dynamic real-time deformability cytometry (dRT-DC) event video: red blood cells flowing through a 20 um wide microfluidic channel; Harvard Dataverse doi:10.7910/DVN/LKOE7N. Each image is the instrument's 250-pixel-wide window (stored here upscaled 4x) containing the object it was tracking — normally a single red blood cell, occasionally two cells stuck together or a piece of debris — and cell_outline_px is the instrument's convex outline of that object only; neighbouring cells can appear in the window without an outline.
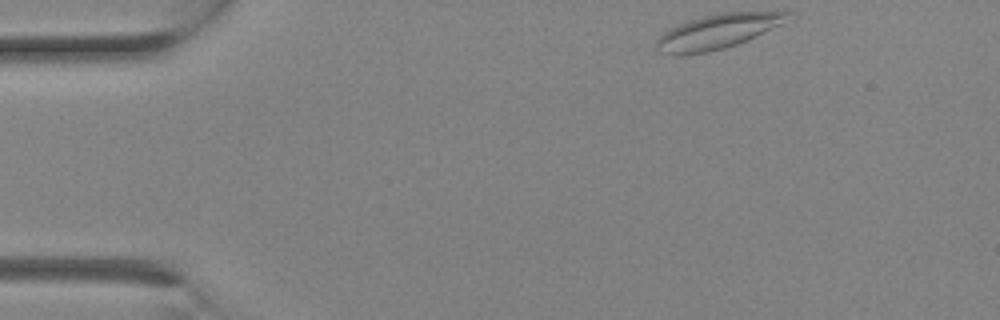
{"species": "Egyptian fruit bat (a non-hibernating species)", "species_latin": "Rousettus aegyptiacus", "temperature_condition": "room temperature", "stored_images_in_passage": 10, "camera_frame_rate_fps": 3000, "um_per_image_px": 0.085, "animal": {"sex": "female"}, "frame": {"image": 1, "passage_image": 1, "time_ms": 0.0, "image_size_px": [1000, 320], "cell_outline_px": [[792, 12], [784, 24], [748, 40], [724, 48], [708, 52], [680, 56], [672, 56], [660, 52], [656, 44], [656, 40], [664, 32], [688, 20], [704, 16], [724, 12]], "centroid_in_image_um": [61.0, 2.7], "position_along_channel_um": 24.0, "area_um2": 26.41}}
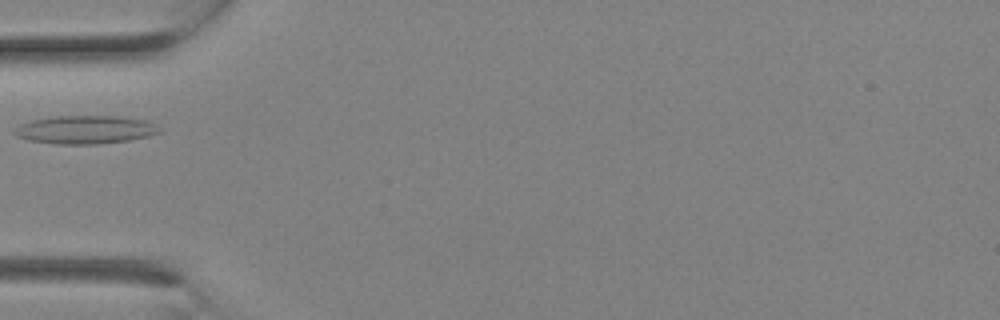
{"frame": {"image": 2, "passage_image": 6, "time_ms": 1.667, "image_size_px": [1000, 320], "cell_outline_px": [[160, 132], [148, 136], [128, 140], [100, 144], [56, 144], [28, 140], [16, 136], [12, 132], [20, 124], [32, 120], [52, 116], [120, 116], [144, 120], [160, 128]], "centroid_in_image_um": [7.2, 11.02], "position_along_channel_um": 77.8, "area_um2": 23.81}}
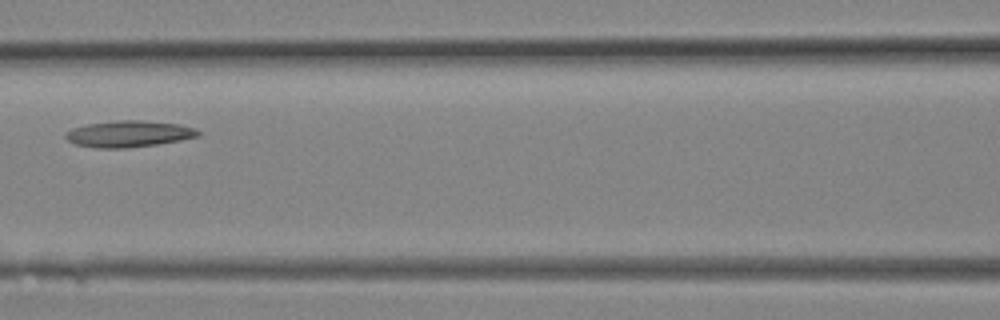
{"frame": {"image": 3, "passage_image": 9, "time_ms": 2.667, "image_size_px": [1000, 320], "cell_outline_px": [[200, 136], [180, 140], [156, 144], [124, 148], [96, 148], [76, 144], [68, 140], [64, 136], [64, 132], [72, 128], [88, 124], [116, 120], [144, 120], [180, 124], [196, 128], [200, 132]], "centroid_in_image_um": [10.95, 11.37], "position_along_channel_um": 155.6, "area_um2": 20.46}}